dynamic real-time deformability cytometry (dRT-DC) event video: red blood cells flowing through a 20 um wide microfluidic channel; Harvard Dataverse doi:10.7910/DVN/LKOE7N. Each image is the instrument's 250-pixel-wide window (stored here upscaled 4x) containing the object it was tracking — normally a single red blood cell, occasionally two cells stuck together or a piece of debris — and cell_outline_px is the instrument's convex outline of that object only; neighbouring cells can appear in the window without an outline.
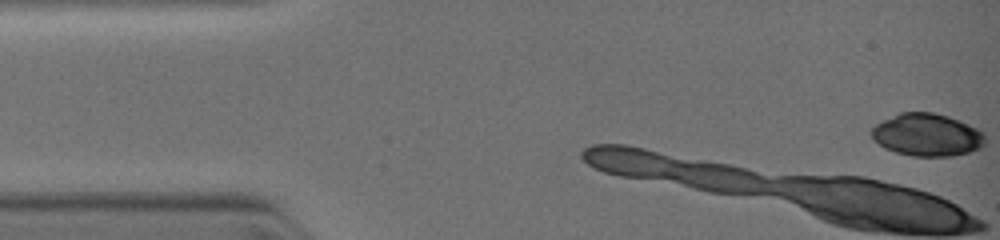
{"species": "common noctule bat (a hibernating species)", "species_latin": "Nyctalus noctula", "temperature_condition": "warm", "stored_images_in_passage": 4, "camera_frame_rate_fps": 3000, "um_per_image_px": 0.085, "animal": {"sex": "female", "body_mass_g": 19.0, "forearm_length_mm": 51.5}, "frame": {"image": 1, "passage_image": 1, "time_ms": 0.0, "image_size_px": [1000, 240], "cell_outline_px": [[984, 144], [980, 148], [968, 152], [952, 156], [912, 156], [896, 152], [884, 148], [872, 136], [872, 128], [876, 124], [900, 112], [932, 112], [948, 116], [968, 124], [976, 128], [984, 136]], "centroid_in_image_um": [78.79, 11.46], "position_along_channel_um": 6.2, "area_um2": 27.8}}